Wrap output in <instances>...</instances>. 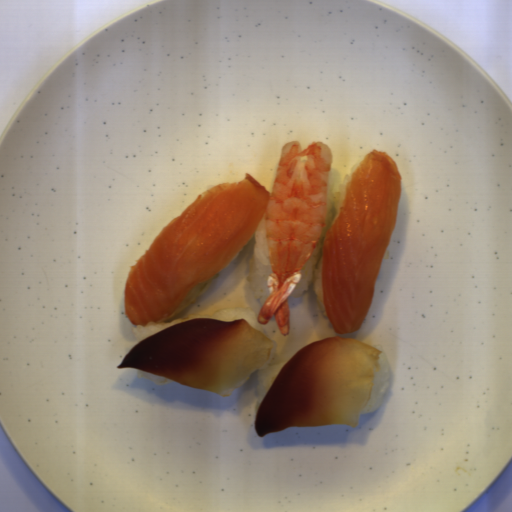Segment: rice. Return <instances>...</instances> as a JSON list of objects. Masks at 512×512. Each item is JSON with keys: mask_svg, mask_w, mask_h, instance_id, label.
Listing matches in <instances>:
<instances>
[{"mask_svg": "<svg viewBox=\"0 0 512 512\" xmlns=\"http://www.w3.org/2000/svg\"><path fill=\"white\" fill-rule=\"evenodd\" d=\"M361 160L355 164L350 173L343 179L340 176L337 168H332L330 171L327 200H326V216L325 226L320 234V237L306 263L301 269V278L299 283L290 293L289 297H297L303 293L308 285L313 282L314 293L316 300L320 306L321 316L328 317L323 306V249L324 241L328 231L335 222L339 215L340 209L344 205L346 198L347 187L352 179V175L360 165Z\"/></svg>", "mask_w": 512, "mask_h": 512, "instance_id": "obj_1", "label": "rice"}, {"mask_svg": "<svg viewBox=\"0 0 512 512\" xmlns=\"http://www.w3.org/2000/svg\"><path fill=\"white\" fill-rule=\"evenodd\" d=\"M219 272L213 276L211 279L206 280L197 284L194 288H192L179 306L173 311V313L167 319H160L156 322H150L146 325H133L132 332L133 336L140 343L144 339L166 329L171 326L194 320V319H213L224 322H232L239 318H244L251 327L256 330L262 332L266 335L263 324L258 321V313L249 308H236V309H226L222 311L215 312L213 314H197L191 315L187 318L177 317L187 309L193 306L196 300L210 287V285L215 281L218 277Z\"/></svg>", "mask_w": 512, "mask_h": 512, "instance_id": "obj_2", "label": "rice"}, {"mask_svg": "<svg viewBox=\"0 0 512 512\" xmlns=\"http://www.w3.org/2000/svg\"><path fill=\"white\" fill-rule=\"evenodd\" d=\"M252 236L254 238V248L251 254L247 281L259 306L263 307L270 295L268 277L272 272L264 216Z\"/></svg>", "mask_w": 512, "mask_h": 512, "instance_id": "obj_3", "label": "rice"}, {"mask_svg": "<svg viewBox=\"0 0 512 512\" xmlns=\"http://www.w3.org/2000/svg\"><path fill=\"white\" fill-rule=\"evenodd\" d=\"M375 347L379 351H381L379 356V365L380 369L377 372H373L372 377V386H371V392L369 396V400L367 404L364 406L360 414H369L373 412H377L380 408L383 399L387 393L388 386H389V380H388V374H389V361L387 357V353L383 347V345H375L371 346Z\"/></svg>", "mask_w": 512, "mask_h": 512, "instance_id": "obj_4", "label": "rice"}, {"mask_svg": "<svg viewBox=\"0 0 512 512\" xmlns=\"http://www.w3.org/2000/svg\"><path fill=\"white\" fill-rule=\"evenodd\" d=\"M273 348L270 351L269 357L265 363H263L260 367L257 368V404H256V410L259 409L262 401L264 400L265 396L267 395L269 389L271 388L272 384L278 377L279 373L283 369V367L288 362H282V363H274L277 351H278V345L277 342L271 341Z\"/></svg>", "mask_w": 512, "mask_h": 512, "instance_id": "obj_5", "label": "rice"}, {"mask_svg": "<svg viewBox=\"0 0 512 512\" xmlns=\"http://www.w3.org/2000/svg\"><path fill=\"white\" fill-rule=\"evenodd\" d=\"M137 378H138V380L147 378V379L151 380L152 382H154L155 384H159V385L165 384V383H170V381H171L169 379H166V378L156 375L154 373L146 372V371L139 370V369L137 371Z\"/></svg>", "mask_w": 512, "mask_h": 512, "instance_id": "obj_6", "label": "rice"}, {"mask_svg": "<svg viewBox=\"0 0 512 512\" xmlns=\"http://www.w3.org/2000/svg\"><path fill=\"white\" fill-rule=\"evenodd\" d=\"M249 378H250V374L248 376H246L244 379H242L241 381H239L238 383H236L235 385L225 388L223 390L214 391V392L216 395H218L222 398L229 397L232 392L236 391L238 388H240L242 385H244L246 382H248Z\"/></svg>", "mask_w": 512, "mask_h": 512, "instance_id": "obj_7", "label": "rice"}]
</instances>
